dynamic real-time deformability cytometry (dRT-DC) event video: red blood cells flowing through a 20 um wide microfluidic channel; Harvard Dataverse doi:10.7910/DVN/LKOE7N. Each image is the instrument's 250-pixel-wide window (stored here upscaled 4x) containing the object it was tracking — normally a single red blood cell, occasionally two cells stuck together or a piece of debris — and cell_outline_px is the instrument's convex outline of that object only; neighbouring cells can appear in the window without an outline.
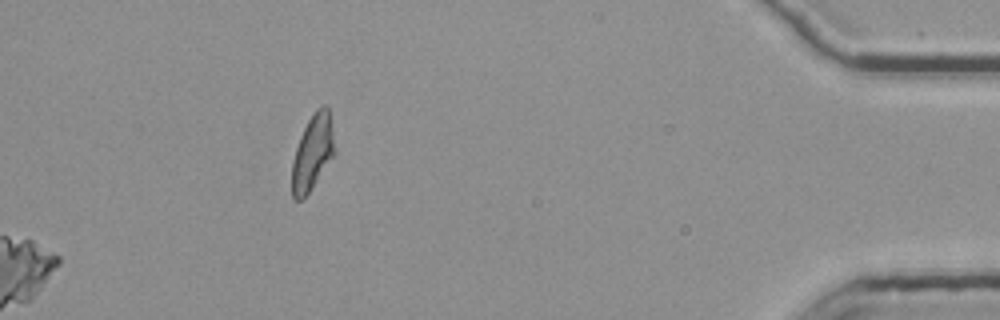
{"species": "common noctule bat (a hibernating species)", "species_latin": "Nyctalus noctula", "temperature_condition": "room temperature", "stored_images_in_passage": 40, "segment_of_instrument_passage": [2, 2], "camera_frame_rate_fps": 3000, "um_per_image_px": 0.085, "animal": {"sex": "female", "body_mass_g": 25.1}, "frame": {"image": 1, "passage_image": 40, "time_ms": 13.0, "image_size_px": [1000, 320], "cell_outline_px": [[336, 152], [308, 192], [300, 200], [292, 200], [292, 160], [300, 136], [308, 120], [316, 108], [324, 104], [328, 108]], "centroid_in_image_um": [26.55, 12.94], "position_along_channel_um": 408.6, "area_um2": 18.44}}